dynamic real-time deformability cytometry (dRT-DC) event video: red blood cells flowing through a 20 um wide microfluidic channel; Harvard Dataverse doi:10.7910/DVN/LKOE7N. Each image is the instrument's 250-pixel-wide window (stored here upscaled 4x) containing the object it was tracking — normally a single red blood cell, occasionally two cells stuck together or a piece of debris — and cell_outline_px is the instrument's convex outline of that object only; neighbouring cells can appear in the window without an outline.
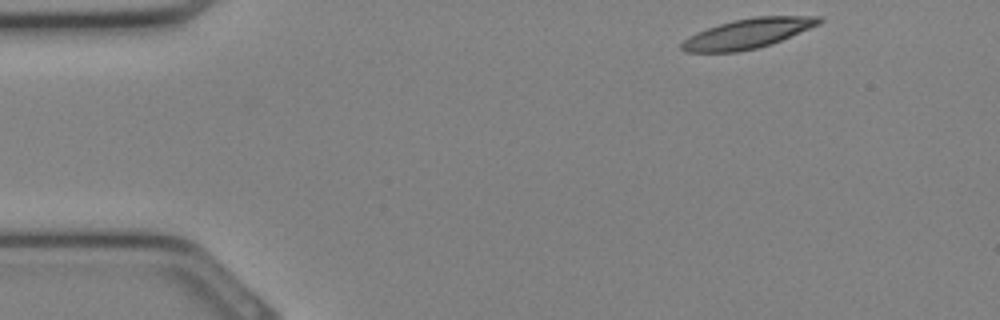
{"species": "Egyptian fruit bat (a non-hibernating species)", "species_latin": "Rousettus aegyptiacus", "temperature_condition": "cold", "stored_images_in_passage": 5, "segment_of_instrument_passage": [1, 2], "camera_frame_rate_fps": 3000, "um_per_image_px": 0.085, "animal": {"sex": "female"}, "frame": {"image": 1, "passage_image": 1, "time_ms": 0.0, "image_size_px": [1000, 320], "cell_outline_px": [[824, 20], [820, 24], [780, 40], [756, 48], [740, 52], [684, 52], [680, 48], [680, 44], [688, 36], [696, 32], [720, 24], [736, 20], [756, 16], [820, 16]], "centroid_in_image_um": [63.54, 2.85], "position_along_channel_um": 21.5, "area_um2": 23.58}}